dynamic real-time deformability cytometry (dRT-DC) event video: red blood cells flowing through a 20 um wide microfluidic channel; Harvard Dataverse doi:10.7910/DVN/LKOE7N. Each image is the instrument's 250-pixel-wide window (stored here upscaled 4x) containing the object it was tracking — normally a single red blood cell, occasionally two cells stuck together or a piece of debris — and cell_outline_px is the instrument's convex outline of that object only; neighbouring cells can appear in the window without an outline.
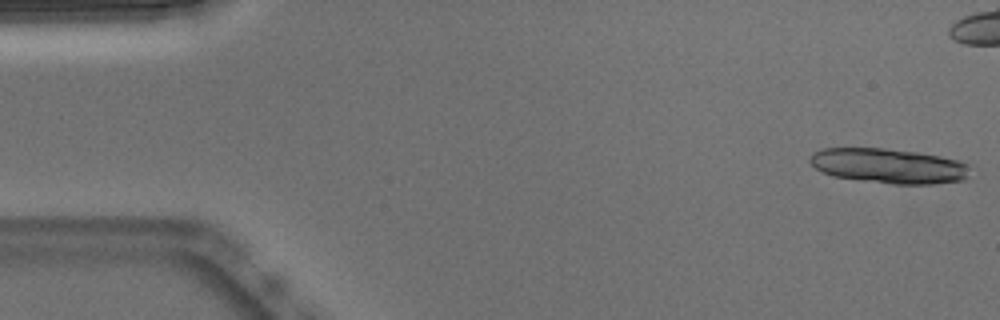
{"species": "Egyptian fruit bat (a non-hibernating species)", "species_latin": "Rousettus aegyptiacus", "temperature_condition": "warm", "stored_images_in_passage": 13, "camera_frame_rate_fps": 3000, "um_per_image_px": 0.085, "animal": {"sex": "male"}, "frame": {"image": 1, "passage_image": 1, "time_ms": 0.0, "image_size_px": [1000, 320], "cell_outline_px": [[968, 176], [964, 180], [932, 184], [892, 184], [832, 176], [816, 168], [808, 160], [812, 152], [824, 148], [884, 148], [916, 152], [940, 156], [956, 160], [968, 164]], "centroid_in_image_um": [75.52, 14.1], "position_along_channel_um": 9.5, "area_um2": 32.43}}